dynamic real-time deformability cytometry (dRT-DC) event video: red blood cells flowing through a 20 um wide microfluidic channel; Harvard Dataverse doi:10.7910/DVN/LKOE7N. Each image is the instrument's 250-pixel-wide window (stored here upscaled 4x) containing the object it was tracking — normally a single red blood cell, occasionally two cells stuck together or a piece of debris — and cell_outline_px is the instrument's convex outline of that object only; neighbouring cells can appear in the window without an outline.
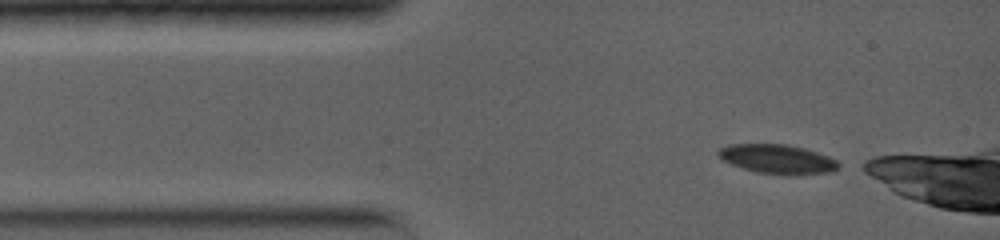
{"species": "common noctule bat (a hibernating species)", "species_latin": "Nyctalus noctula", "temperature_condition": "warm", "stored_images_in_passage": 5, "camera_frame_rate_fps": 5000, "um_per_image_px": 0.085, "animal": {"sex": "female", "body_mass_g": 19.0, "forearm_length_mm": 56.7}, "frame": {"image": 1, "passage_image": 1, "time_ms": 0.0, "image_size_px": [1000, 240], "cell_outline_px": [[840, 168], [832, 172], [756, 172], [720, 160], [716, 152], [720, 148], [728, 144], [788, 144], [804, 148], [828, 156], [836, 160], [840, 164]], "centroid_in_image_um": [66.02, 13.47], "position_along_channel_um": 19.0, "area_um2": 19.71}}
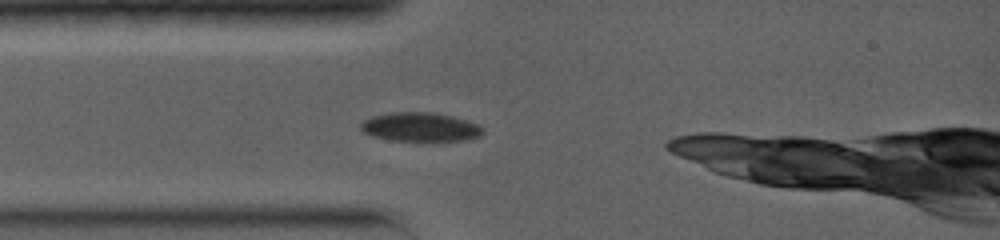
{"frame": {"image": 2, "passage_image": 5, "time_ms": 1.8, "image_size_px": [1000, 240], "cell_outline_px": [[484, 132], [480, 136], [468, 140], [392, 140], [372, 136], [364, 132], [360, 128], [360, 124], [364, 120], [372, 116], [388, 112], [432, 112], [452, 116], [480, 124]], "centroid_in_image_um": [35.73, 10.78], "position_along_channel_um": 49.3, "area_um2": 20.58}}